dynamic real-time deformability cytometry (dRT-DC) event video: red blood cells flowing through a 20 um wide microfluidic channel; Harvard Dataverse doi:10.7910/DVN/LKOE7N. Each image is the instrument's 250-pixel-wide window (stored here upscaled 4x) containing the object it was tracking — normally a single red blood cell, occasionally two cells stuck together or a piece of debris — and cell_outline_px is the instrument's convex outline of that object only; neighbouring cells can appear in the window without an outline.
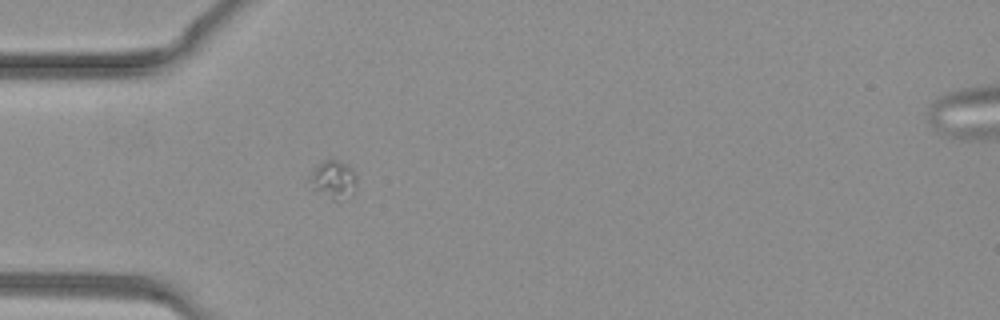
{"species": "common noctule bat (a hibernating species)", "species_latin": "Nyctalus noctula", "temperature_condition": "warm", "stored_images_in_passage": 31, "camera_frame_rate_fps": 3000, "um_per_image_px": 0.085, "animal": {"sex": "female", "body_mass_g": 19.3, "forearm_length_mm": 54.1}, "frame": {"image": 1, "passage_image": 5, "time_ms": 1.333, "image_size_px": [1000, 320], "cell_outline_px": [[356, 188], [352, 196], [336, 200], [332, 200], [312, 188], [308, 176], [324, 160], [336, 160], [348, 164], [352, 168], [356, 176]], "centroid_in_image_um": [28.37, 15.28], "position_along_channel_um": 56.6, "area_um2": 10.4}}
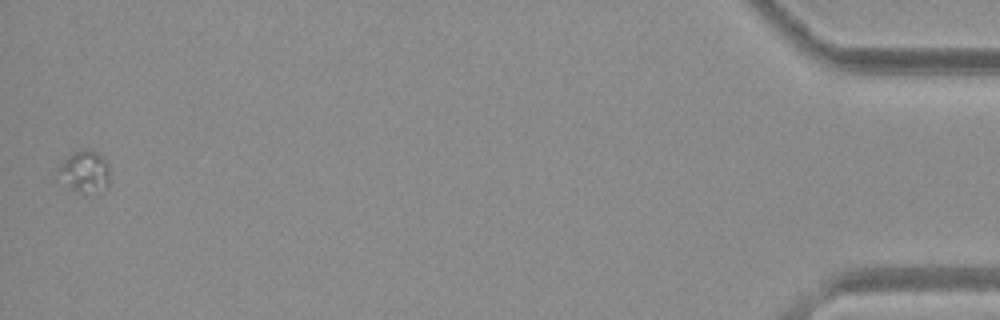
{"frame": {"image": 2, "passage_image": 31, "time_ms": 10.0, "image_size_px": [1000, 320], "cell_outline_px": [[108, 188], [88, 196], [56, 180], [56, 168], [68, 156], [80, 148], [84, 148], [96, 152], [108, 164]], "centroid_in_image_um": [7.14, 14.62], "position_along_channel_um": 428.1, "area_um2": 13.01}}